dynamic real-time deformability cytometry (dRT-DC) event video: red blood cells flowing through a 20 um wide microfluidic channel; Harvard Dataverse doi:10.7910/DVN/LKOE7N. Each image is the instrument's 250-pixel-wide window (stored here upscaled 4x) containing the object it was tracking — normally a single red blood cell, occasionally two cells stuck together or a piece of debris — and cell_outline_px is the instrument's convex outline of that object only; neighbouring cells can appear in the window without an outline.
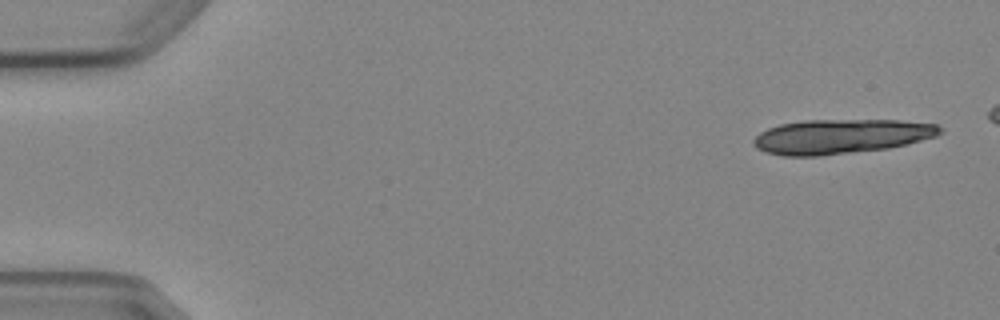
{"species": "Egyptian fruit bat (a non-hibernating species)", "species_latin": "Rousettus aegyptiacus", "temperature_condition": "cold", "stored_images_in_passage": 5, "camera_frame_rate_fps": 3000, "um_per_image_px": 0.085, "animal": {"sex": "female"}, "frame": {"image": 1, "passage_image": 1, "time_ms": 0.0, "image_size_px": [1000, 320], "cell_outline_px": [[944, 128], [936, 136], [888, 148], [820, 156], [784, 156], [764, 152], [756, 148], [752, 144], [752, 140], [760, 132], [768, 128], [780, 124], [804, 120], [900, 120], [936, 124]], "centroid_in_image_um": [71.43, 11.6], "position_along_channel_um": 13.6, "area_um2": 37.57}}